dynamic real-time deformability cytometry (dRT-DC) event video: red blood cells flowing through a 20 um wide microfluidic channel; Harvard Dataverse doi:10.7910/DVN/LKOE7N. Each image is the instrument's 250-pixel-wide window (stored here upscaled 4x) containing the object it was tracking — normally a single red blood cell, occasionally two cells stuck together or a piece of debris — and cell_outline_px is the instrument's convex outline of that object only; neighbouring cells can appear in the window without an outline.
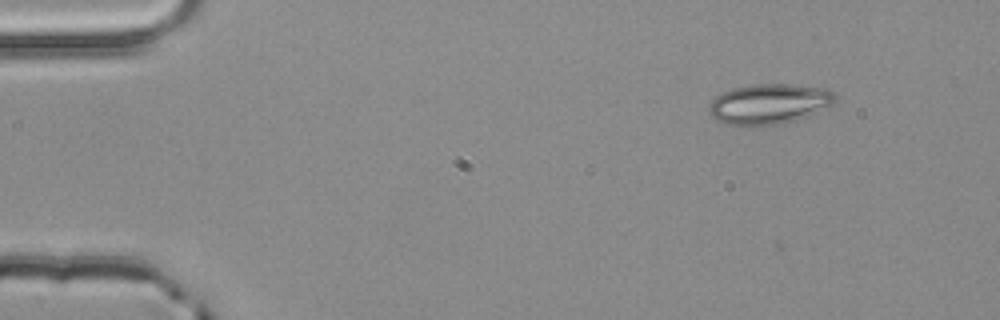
{"species": "common noctule bat (a hibernating species)", "species_latin": "Nyctalus noctula", "temperature_condition": "room temperature", "stored_images_in_passage": 3, "camera_frame_rate_fps": 3000, "um_per_image_px": 0.085, "animal": {"sex": "male", "body_mass_g": 20.4}, "frame": {"image": 1, "passage_image": 1, "time_ms": 0.0, "image_size_px": [1000, 320], "cell_outline_px": [[836, 100], [832, 104], [808, 116], [796, 120], [780, 124], [748, 128], [728, 124], [716, 120], [708, 112], [708, 104], [716, 96], [732, 88], [752, 84], [792, 84], [828, 88], [836, 96]], "centroid_in_image_um": [65.34, 8.85], "position_along_channel_um": 19.7, "area_um2": 30.17}}
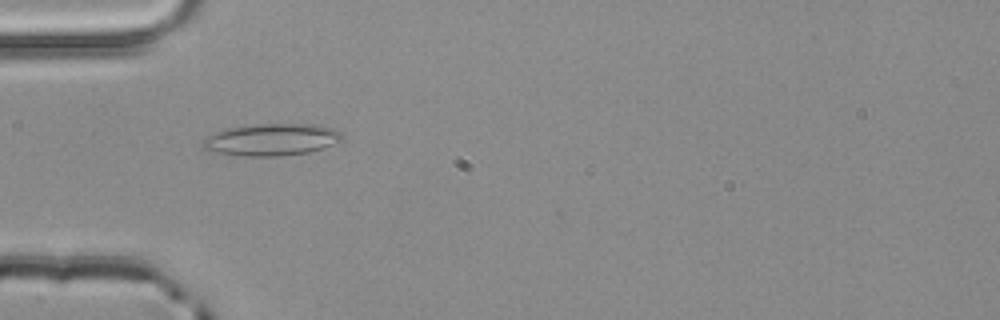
{"frame": {"image": 2, "passage_image": 3, "time_ms": 0.667, "image_size_px": [1000, 320], "cell_outline_px": [[344, 136], [340, 140], [332, 144], [308, 152], [280, 156], [244, 156], [208, 152], [204, 148], [204, 140], [208, 136], [216, 132], [228, 128], [256, 124], [320, 124], [336, 128]], "centroid_in_image_um": [23.09, 11.86], "position_along_channel_um": 61.9, "area_um2": 25.95}}